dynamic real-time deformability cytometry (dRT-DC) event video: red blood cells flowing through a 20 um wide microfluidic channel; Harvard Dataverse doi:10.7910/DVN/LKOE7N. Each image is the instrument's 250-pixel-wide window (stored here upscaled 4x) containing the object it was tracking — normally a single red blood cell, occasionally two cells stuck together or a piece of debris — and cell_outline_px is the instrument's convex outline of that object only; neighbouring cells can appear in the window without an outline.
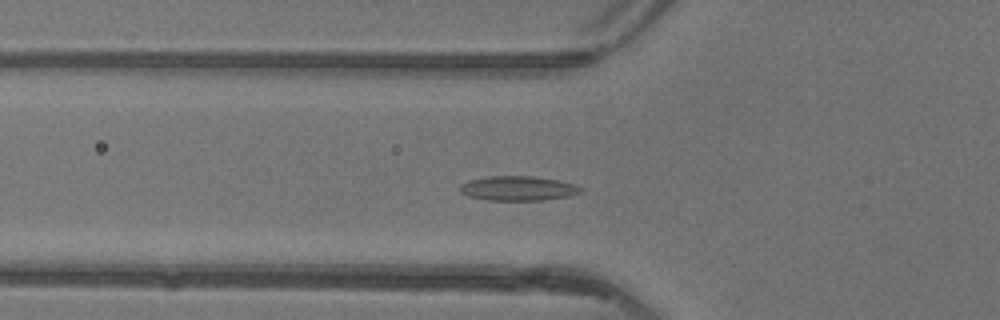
{"species": "common noctule bat (a hibernating species)", "species_latin": "Nyctalus noctula", "temperature_condition": "warm", "stored_images_in_passage": 46, "camera_frame_rate_fps": 3000, "um_per_image_px": 0.085, "animal": {"sex": "female"}, "frame": {"image": 1, "passage_image": 14, "time_ms": 4.333, "image_size_px": [1000, 320], "cell_outline_px": [[580, 192], [568, 196], [540, 200], [488, 200], [468, 196], [460, 192], [460, 184], [468, 180], [488, 176], [532, 176], [560, 180], [572, 184], [580, 188]], "centroid_in_image_um": [43.96, 16.0], "position_along_channel_um": 81.8, "area_um2": 17.11}}
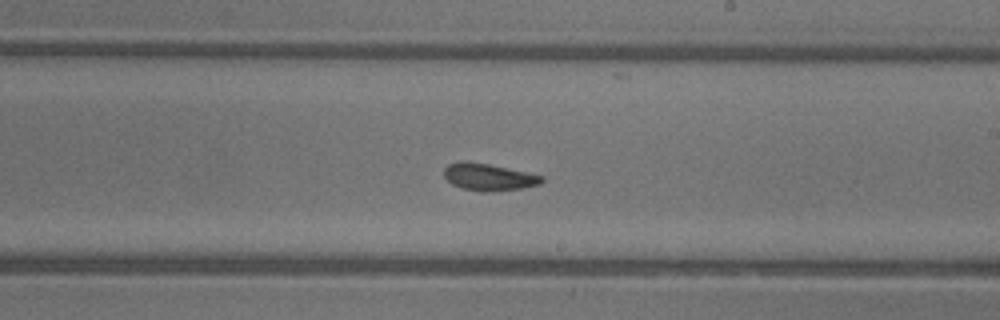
{"frame": {"image": 2, "passage_image": 26, "time_ms": 8.333, "image_size_px": [1000, 320], "cell_outline_px": [[544, 180], [540, 184], [520, 188], [480, 192], [464, 188], [452, 184], [444, 176], [444, 168], [448, 164], [464, 160], [468, 160], [488, 164], [544, 176]], "centroid_in_image_um": [41.51, 15.03], "position_along_channel_um": 247.5, "area_um2": 15.2}}
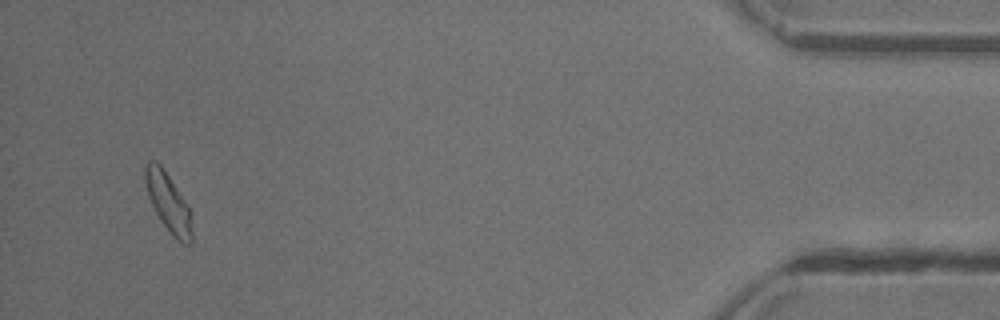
{"frame": {"image": 3, "passage_image": 44, "time_ms": 14.333, "image_size_px": [1000, 320], "cell_outline_px": [[192, 244], [184, 244], [176, 240], [172, 236], [160, 220], [148, 196], [144, 180], [144, 164], [148, 160], [156, 160], [160, 164], [188, 204], [192, 232]], "centroid_in_image_um": [14.28, 17.2], "position_along_channel_um": 420.9, "area_um2": 16.07}, "authors_computed_cell_mechanics": {"area_um2": 15.606, "velocity_mm_per_s": 4.1311, "shape_relaxation_time_tau1_ms": 4.0819, "shape_relaxation_time_tau2_ms": 2.9082, "deformation_change_tau1": 0.1422, "deformation_change_tau2": 0.0873}}